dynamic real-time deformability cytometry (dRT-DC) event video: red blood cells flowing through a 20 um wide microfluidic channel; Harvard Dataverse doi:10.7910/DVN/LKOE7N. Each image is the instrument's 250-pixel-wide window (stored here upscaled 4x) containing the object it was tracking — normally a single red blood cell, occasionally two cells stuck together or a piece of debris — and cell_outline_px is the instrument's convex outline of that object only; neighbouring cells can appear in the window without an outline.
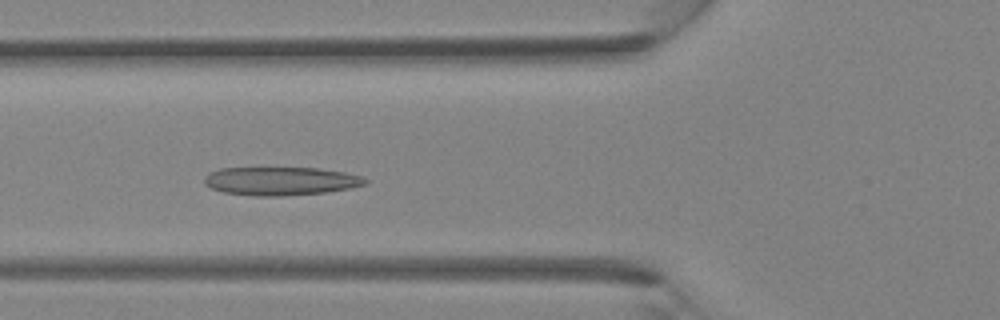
{"species": "Egyptian fruit bat (a non-hibernating species)", "species_latin": "Rousettus aegyptiacus", "temperature_condition": "room temperature", "stored_images_in_passage": 31, "camera_frame_rate_fps": 3000, "um_per_image_px": 0.085, "animal": {"sex": "female"}, "frame": {"image": 1, "passage_image": 5, "time_ms": 1.333, "image_size_px": [1000, 320], "cell_outline_px": [[368, 180], [364, 184], [352, 188], [328, 192], [280, 196], [252, 196], [224, 192], [212, 188], [204, 184], [204, 176], [208, 172], [220, 168], [316, 168], [344, 172], [364, 176]], "centroid_in_image_um": [23.85, 15.39], "position_along_channel_um": 101.9, "area_um2": 26.76}}
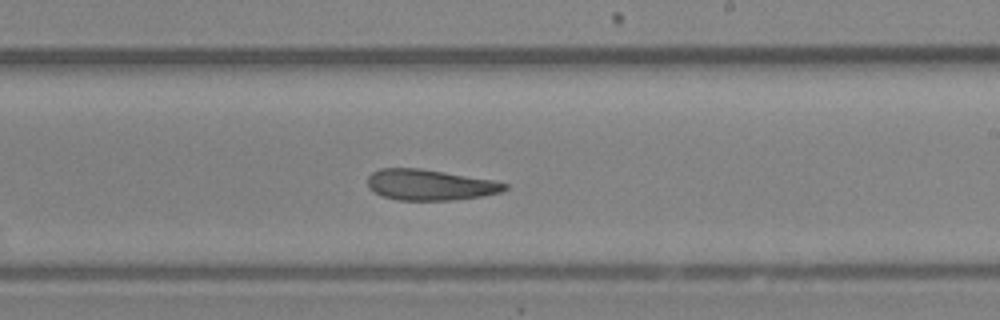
{"frame": {"image": 2, "passage_image": 14, "time_ms": 4.333, "image_size_px": [1000, 320], "cell_outline_px": [[508, 188], [500, 192], [480, 196], [456, 200], [396, 200], [384, 196], [368, 188], [368, 176], [372, 172], [380, 168], [420, 168], [492, 180], [508, 184]], "centroid_in_image_um": [36.52, 15.71], "position_along_channel_um": 252.5, "area_um2": 24.45}}
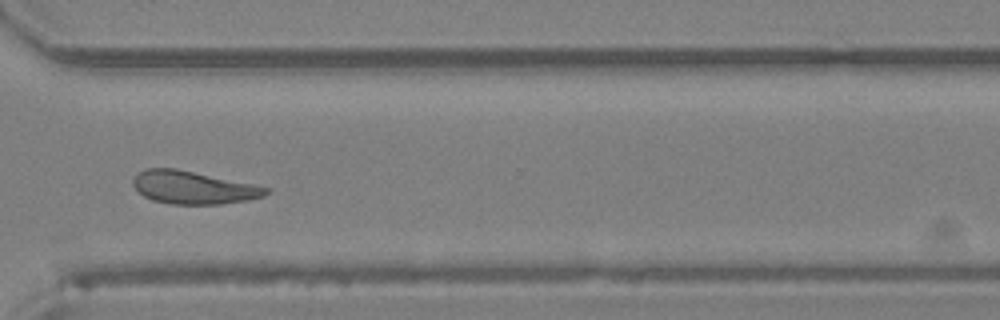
{"frame": {"image": 3, "passage_image": 20, "time_ms": 6.333, "image_size_px": [1000, 320], "cell_outline_px": [[268, 192], [264, 196], [248, 200], [220, 204], [172, 204], [152, 200], [144, 196], [132, 184], [132, 180], [144, 168], [176, 168], [252, 184], [268, 188]], "centroid_in_image_um": [16.4, 15.94], "position_along_channel_um": 354.2, "area_um2": 25.14}}